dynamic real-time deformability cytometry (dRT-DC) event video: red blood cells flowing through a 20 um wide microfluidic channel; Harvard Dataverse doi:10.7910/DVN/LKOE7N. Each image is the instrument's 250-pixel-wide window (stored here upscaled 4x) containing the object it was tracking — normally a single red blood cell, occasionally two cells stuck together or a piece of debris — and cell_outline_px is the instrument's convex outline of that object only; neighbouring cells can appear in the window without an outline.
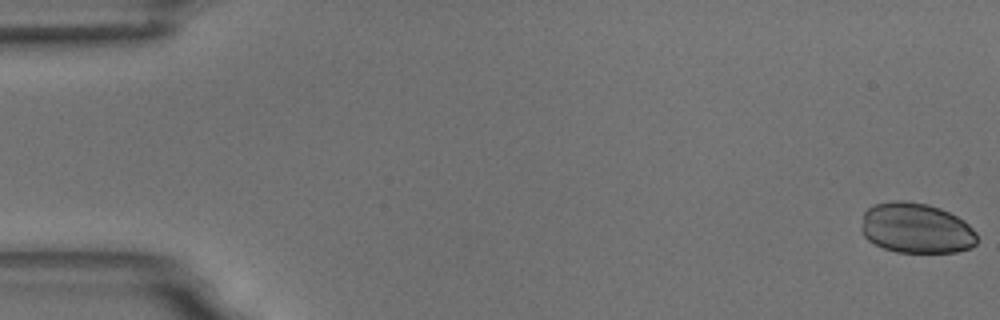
{"species": "common noctule bat (a hibernating species)", "species_latin": "Nyctalus noctula", "temperature_condition": "room temperature", "stored_images_in_passage": 44, "camera_frame_rate_fps": 3000, "um_per_image_px": 0.085, "animal": {"sex": "male", "body_mass_g": 18.8}, "frame": {"image": 1, "passage_image": 1, "time_ms": 0.0, "image_size_px": [1000, 320], "cell_outline_px": [[976, 244], [972, 248], [956, 252], [896, 252], [884, 248], [868, 240], [860, 232], [860, 228], [864, 212], [868, 208], [876, 204], [892, 200], [904, 200], [928, 204], [940, 208], [964, 220], [976, 232]], "centroid_in_image_um": [77.86, 19.39], "position_along_channel_um": 7.1, "area_um2": 34.16}}